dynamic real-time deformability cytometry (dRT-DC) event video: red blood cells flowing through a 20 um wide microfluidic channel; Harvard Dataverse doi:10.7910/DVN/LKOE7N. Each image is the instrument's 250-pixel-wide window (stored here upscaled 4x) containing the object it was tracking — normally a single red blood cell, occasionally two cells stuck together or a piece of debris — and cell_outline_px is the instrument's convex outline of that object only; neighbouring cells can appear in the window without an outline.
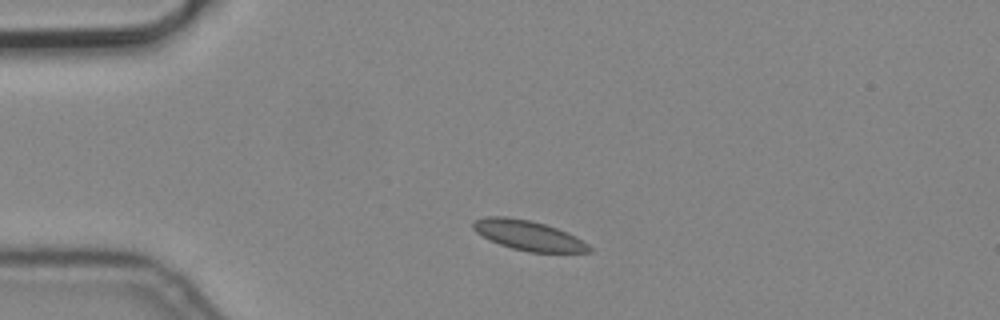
{"species": "common noctule bat (a hibernating species)", "species_latin": "Nyctalus noctula", "temperature_condition": "cold", "stored_images_in_passage": 3, "camera_frame_rate_fps": 3000, "um_per_image_px": 0.085, "animal": {"sex": "male", "body_mass_g": 19.2, "forearm_length_mm": 51.8}, "frame": {"image": 1, "passage_image": 2, "time_ms": 0.333, "image_size_px": [1000, 320], "cell_outline_px": [[592, 252], [528, 252], [512, 248], [488, 240], [476, 232], [472, 228], [472, 220], [484, 216], [504, 216], [528, 220], [544, 224], [556, 228], [576, 236], [588, 244], [592, 248]], "centroid_in_image_um": [44.87, 20.0], "position_along_channel_um": 40.1, "area_um2": 20.23}}